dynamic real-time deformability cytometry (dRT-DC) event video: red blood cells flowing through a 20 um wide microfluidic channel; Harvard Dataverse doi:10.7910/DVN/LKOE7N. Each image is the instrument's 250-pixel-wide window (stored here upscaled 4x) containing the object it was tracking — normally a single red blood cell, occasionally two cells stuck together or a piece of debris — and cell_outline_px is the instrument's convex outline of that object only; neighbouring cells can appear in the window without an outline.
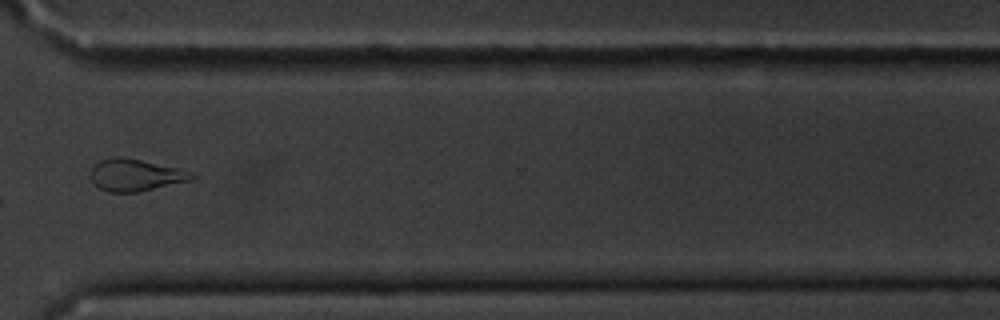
{"species": "common noctule bat (a hibernating species)", "species_latin": "Nyctalus noctula", "temperature_condition": "cold", "stored_images_in_passage": 15, "camera_frame_rate_fps": 3000, "um_per_image_px": 0.085, "animal": {"sex": "male", "body_mass_g": 20.1, "forearm_length_mm": 53.5}, "frame": {"image": 1, "passage_image": 11, "time_ms": 12.667, "image_size_px": [1000, 320], "cell_outline_px": [[196, 176], [188, 180], [136, 192], [108, 192], [100, 188], [92, 180], [92, 168], [100, 160], [116, 156], [120, 156], [180, 168]], "centroid_in_image_um": [11.47, 14.86], "position_along_channel_um": 359.1, "area_um2": 18.26}}
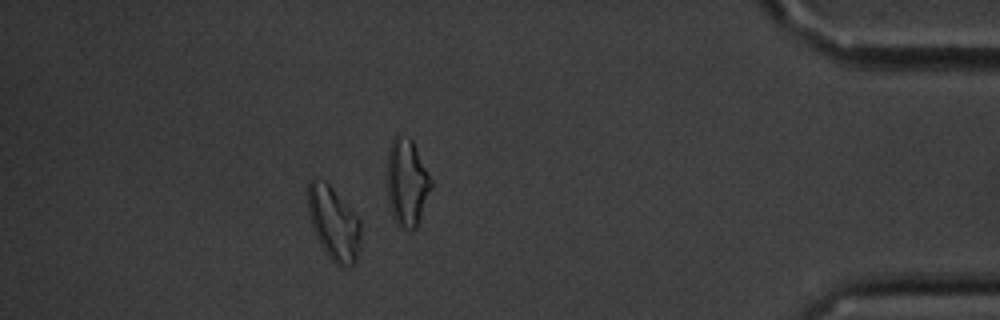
{"frame": {"image": 2, "passage_image": 13, "time_ms": 15.0, "image_size_px": [1000, 320], "cell_outline_px": [[360, 248], [356, 260], [352, 264], [344, 268], [336, 264], [328, 256], [320, 244], [312, 228], [308, 212], [308, 184], [312, 176], [316, 176], [324, 180], [332, 188], [360, 220]], "centroid_in_image_um": [28.34, 18.97], "position_along_channel_um": 406.9, "area_um2": 22.66}, "authors_computed_cell_mechanics": {"area_um2": 17.8024, "velocity_mm_per_s": 3.3774, "shape_relaxation_time_tau1_ms": null, "shape_relaxation_time_tau2_ms": 4.7679, "deformation_change_tau1": null, "deformation_change_tau2": 0.1269}}